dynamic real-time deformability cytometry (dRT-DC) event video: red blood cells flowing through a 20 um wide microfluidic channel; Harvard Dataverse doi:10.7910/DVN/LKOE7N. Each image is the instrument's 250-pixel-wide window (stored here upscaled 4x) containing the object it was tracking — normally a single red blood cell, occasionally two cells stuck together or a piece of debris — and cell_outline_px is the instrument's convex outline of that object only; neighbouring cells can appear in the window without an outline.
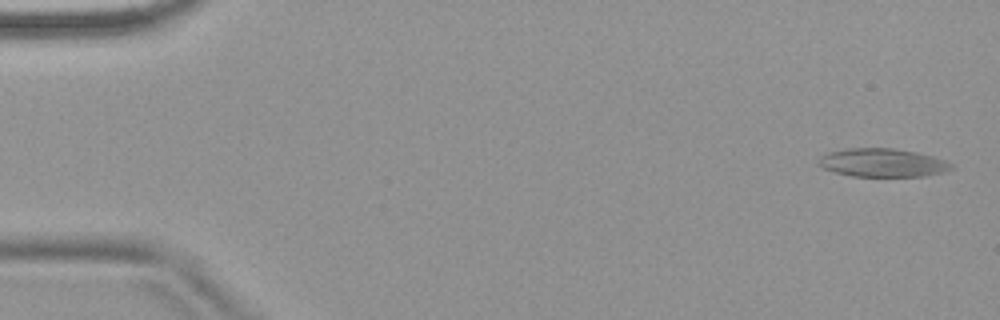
{"species": "common noctule bat (a hibernating species)", "species_latin": "Nyctalus noctula", "temperature_condition": "warm", "stored_images_in_passage": 5, "camera_frame_rate_fps": 3000, "um_per_image_px": 0.085, "animal": {"sex": "female", "body_mass_g": 18.4}, "frame": {"image": 1, "passage_image": 1, "time_ms": 0.0, "image_size_px": [1000, 320], "cell_outline_px": [[952, 168], [944, 172], [924, 176], [852, 176], [836, 172], [824, 168], [816, 164], [816, 160], [824, 152], [848, 148], [892, 148], [932, 156], [944, 160], [952, 164]], "centroid_in_image_um": [74.93, 13.82], "position_along_channel_um": 10.1, "area_um2": 21.91}}
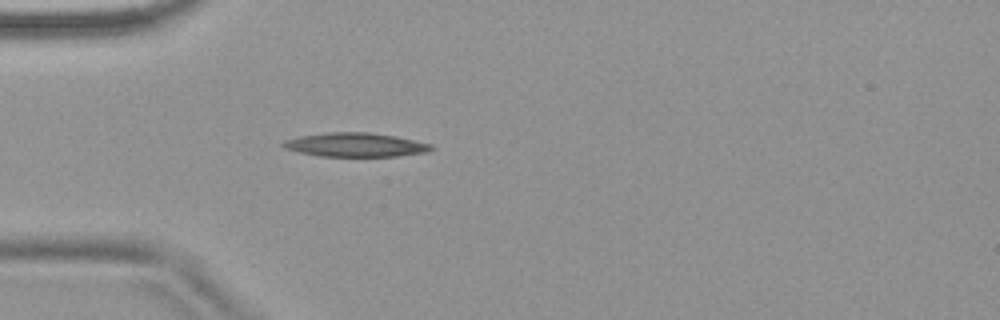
{"frame": {"image": 2, "passage_image": 5, "time_ms": 4.667, "image_size_px": [1000, 320], "cell_outline_px": [[436, 148], [428, 152], [396, 156], [320, 156], [300, 152], [284, 148], [280, 144], [284, 140], [300, 136], [328, 132], [368, 132], [396, 136], [432, 144]], "centroid_in_image_um": [30.24, 12.3], "position_along_channel_um": 54.8, "area_um2": 20.69}}